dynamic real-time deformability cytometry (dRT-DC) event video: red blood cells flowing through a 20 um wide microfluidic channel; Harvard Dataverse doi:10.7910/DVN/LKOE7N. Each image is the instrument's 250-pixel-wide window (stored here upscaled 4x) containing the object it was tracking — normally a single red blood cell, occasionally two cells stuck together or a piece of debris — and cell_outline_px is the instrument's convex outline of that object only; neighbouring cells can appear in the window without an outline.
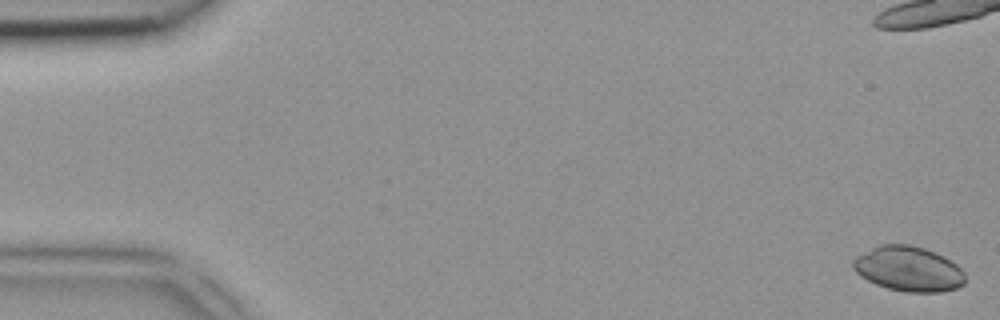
{"species": "common noctule bat (a hibernating species)", "species_latin": "Nyctalus noctula", "temperature_condition": "room temperature", "stored_images_in_passage": 49, "camera_frame_rate_fps": 3000, "um_per_image_px": 0.085, "animal": {"sex": "female", "body_mass_g": 18.4}, "frame": {"image": 1, "passage_image": 1, "time_ms": 0.0, "image_size_px": [1000, 320], "cell_outline_px": [[964, 284], [956, 288], [940, 292], [908, 292], [888, 288], [876, 284], [860, 276], [852, 268], [852, 260], [856, 256], [880, 244], [908, 244], [924, 248], [944, 256], [956, 264], [964, 272]], "centroid_in_image_um": [77.21, 22.85], "position_along_channel_um": 7.8, "area_um2": 29.3}}
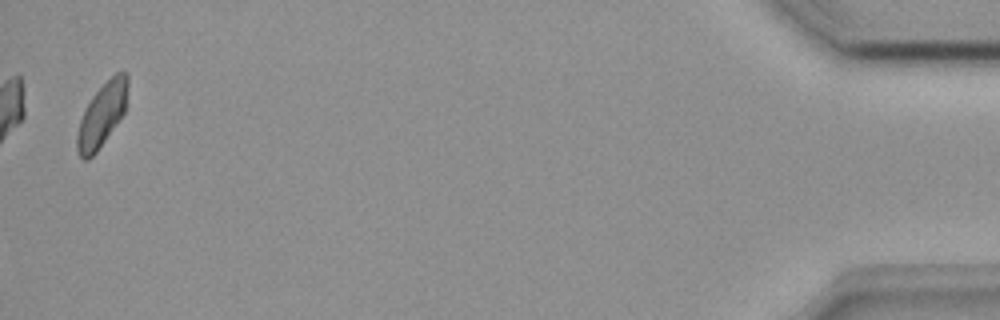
{"frame": {"image": 2, "passage_image": 49, "time_ms": 16.0, "image_size_px": [1000, 320], "cell_outline_px": [[128, 84], [124, 112], [116, 124], [96, 152], [88, 160], [84, 160], [76, 152], [76, 132], [80, 120], [92, 96], [116, 72], [128, 72]], "centroid_in_image_um": [8.64, 9.78], "position_along_channel_um": 426.6, "area_um2": 18.44}}